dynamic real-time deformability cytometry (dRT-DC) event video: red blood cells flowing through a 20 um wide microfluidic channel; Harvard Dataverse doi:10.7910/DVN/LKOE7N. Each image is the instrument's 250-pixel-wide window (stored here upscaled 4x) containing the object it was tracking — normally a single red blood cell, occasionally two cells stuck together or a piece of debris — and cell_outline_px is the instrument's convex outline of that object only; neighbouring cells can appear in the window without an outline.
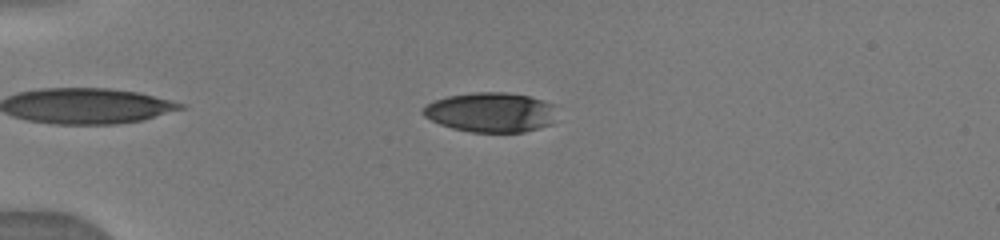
{"species": "human", "species_latin": "Homo sapiens", "temperature_condition": "warm", "stored_images_in_passage": 25, "camera_frame_rate_fps": 3000, "um_per_image_px": 0.085, "donor": {"sex": "male"}, "frame": {"image": 1, "passage_image": 7, "time_ms": 3.667, "image_size_px": [1000, 240], "cell_outline_px": [[556, 104], [552, 124], [540, 128], [524, 132], [472, 132], [452, 128], [440, 124], [424, 116], [420, 112], [428, 104], [436, 100], [448, 96], [476, 92], [508, 92], [528, 96], [544, 100]], "centroid_in_image_um": [41.75, 9.54], "position_along_channel_um": 43.2, "area_um2": 31.04}}
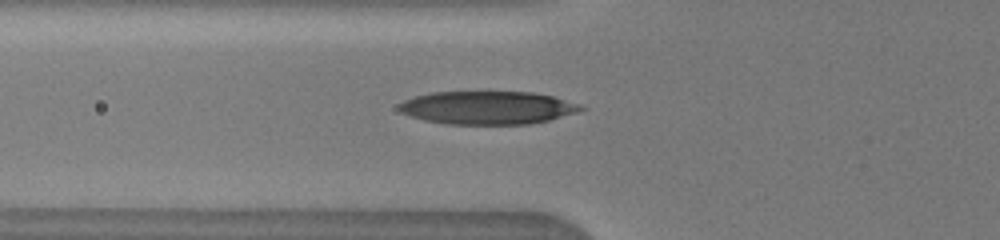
{"frame": {"image": 2, "passage_image": 10, "time_ms": 5.667, "image_size_px": [1000, 240], "cell_outline_px": [[584, 108], [576, 112], [548, 120], [528, 124], [448, 124], [424, 120], [400, 112], [396, 108], [404, 100], [416, 96], [432, 92], [532, 92], [552, 96], [580, 104]], "centroid_in_image_um": [41.41, 9.15], "position_along_channel_um": 84.4, "area_um2": 34.85}}